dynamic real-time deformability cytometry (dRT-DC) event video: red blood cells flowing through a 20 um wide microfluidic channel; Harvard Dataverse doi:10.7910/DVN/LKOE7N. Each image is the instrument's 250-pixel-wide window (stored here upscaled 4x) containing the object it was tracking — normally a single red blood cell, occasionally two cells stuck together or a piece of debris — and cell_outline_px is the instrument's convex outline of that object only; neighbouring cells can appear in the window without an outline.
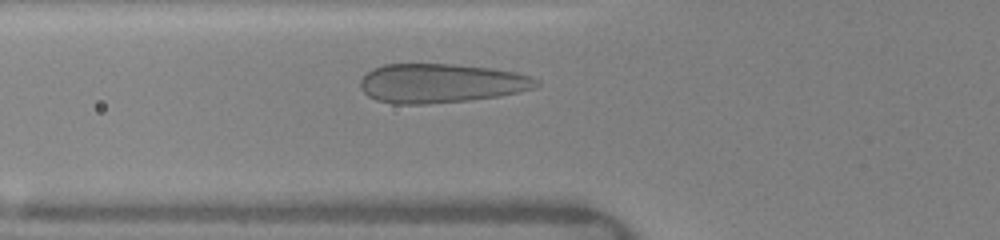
{"species": "human", "species_latin": "Homo sapiens", "temperature_condition": "warm", "stored_images_in_passage": 34, "camera_frame_rate_fps": 3000, "um_per_image_px": 0.085, "donor": {"sex": "female"}, "frame": {"image": 1, "passage_image": 9, "time_ms": 2.667, "image_size_px": [1000, 240], "cell_outline_px": [[540, 84], [536, 88], [520, 92], [500, 96], [468, 100], [424, 104], [392, 104], [376, 100], [368, 96], [360, 88], [360, 80], [372, 68], [384, 64], [452, 64], [492, 68], [516, 72], [532, 76], [540, 80]], "centroid_in_image_um": [37.51, 7.07], "position_along_channel_um": 88.3, "area_um2": 40.52}}
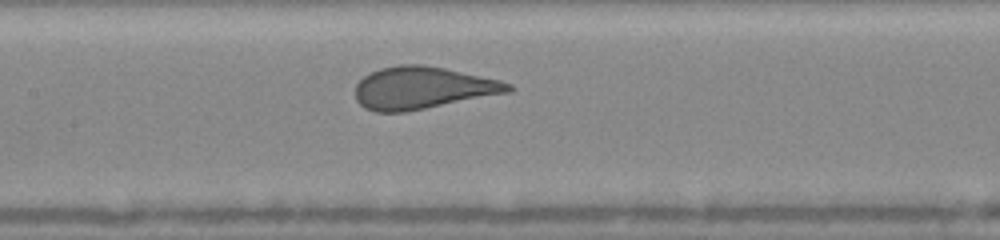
{"frame": {"image": 2, "passage_image": 17, "time_ms": 4.667, "image_size_px": [1000, 240], "cell_outline_px": [[516, 88], [512, 92], [404, 112], [376, 112], [364, 108], [356, 100], [356, 84], [364, 76], [380, 68], [400, 64], [424, 64], [444, 68], [500, 80], [512, 84]], "centroid_in_image_um": [35.94, 7.47], "position_along_channel_um": 171.5, "area_um2": 37.74}}
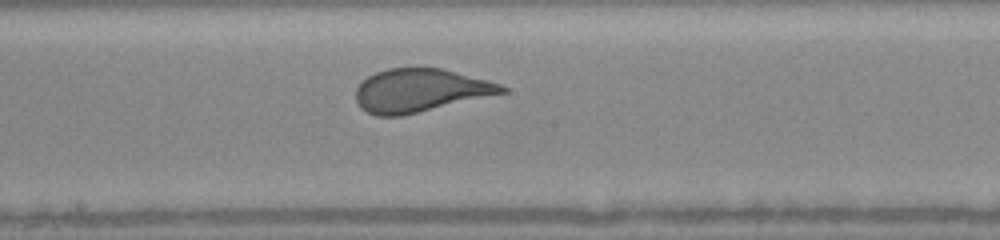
{"frame": {"image": 3, "passage_image": 20, "time_ms": 5.667, "image_size_px": [1000, 240], "cell_outline_px": [[508, 92], [400, 116], [376, 116], [360, 108], [356, 100], [356, 88], [368, 76], [376, 72], [388, 68], [440, 68], [488, 80], [500, 84], [508, 88]], "centroid_in_image_um": [35.7, 7.69], "position_along_channel_um": 212.5, "area_um2": 36.47}}